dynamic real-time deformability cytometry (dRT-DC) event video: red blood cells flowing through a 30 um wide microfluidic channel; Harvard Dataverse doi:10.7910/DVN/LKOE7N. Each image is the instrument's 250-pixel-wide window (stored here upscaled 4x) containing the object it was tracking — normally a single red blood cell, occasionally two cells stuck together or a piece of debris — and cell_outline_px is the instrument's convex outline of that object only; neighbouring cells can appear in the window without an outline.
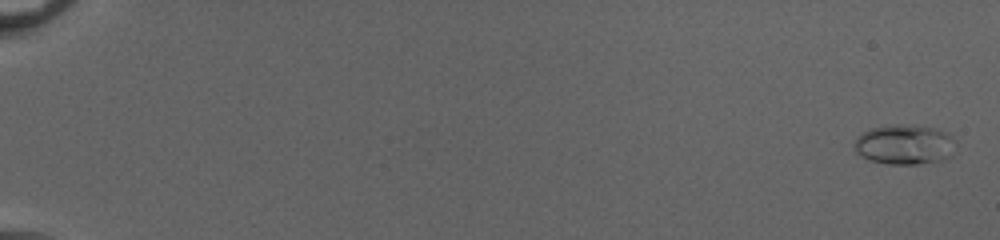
{"species": "common noctule bat (a hibernating species)", "species_latin": "Nyctalus noctula", "temperature_condition": "cold", "stored_images_in_passage": 54, "camera_frame_rate_fps": 3000, "um_per_image_px": 0.085, "animal": {"sex": "female", "body_mass_g": 20.0, "forearm_length_mm": 54.0}, "frame": {"image": 1, "passage_image": 2, "time_ms": 0.333, "image_size_px": [1000, 240], "cell_outline_px": [[952, 156], [944, 160], [916, 164], [888, 164], [868, 160], [860, 156], [856, 152], [856, 140], [864, 132], [872, 128], [912, 124], [932, 128], [948, 132], [952, 136]], "centroid_in_image_um": [76.9, 12.31], "position_along_channel_um": 8.1, "area_um2": 23.18}}
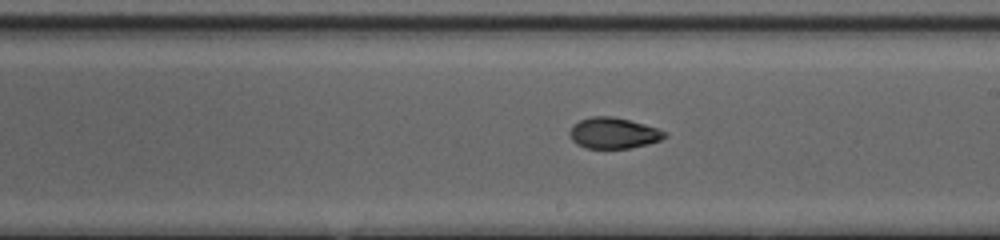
{"frame": {"image": 2, "passage_image": 34, "time_ms": 11.0, "image_size_px": [1000, 240], "cell_outline_px": [[668, 136], [660, 140], [648, 144], [628, 148], [584, 148], [576, 144], [572, 140], [568, 132], [572, 124], [580, 120], [592, 116], [612, 116], [644, 124], [668, 132]], "centroid_in_image_um": [52.12, 11.31], "position_along_channel_um": 236.9, "area_um2": 17.22}}
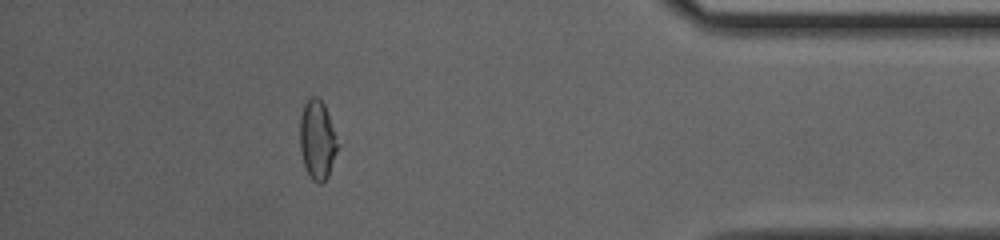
{"frame": {"image": 3, "passage_image": 49, "time_ms": 16.0, "image_size_px": [1000, 240], "cell_outline_px": [[340, 144], [328, 176], [320, 184], [316, 184], [312, 180], [304, 164], [300, 148], [300, 116], [304, 104], [312, 96], [316, 96], [324, 104]], "centroid_in_image_um": [26.99, 11.89], "position_along_channel_um": 408.2, "area_um2": 17.46}, "authors_computed_cell_mechanics": {"area_um2": 17.6868, "velocity_mm_per_s": 4.0942, "shape_relaxation_time_tau1_ms": null, "shape_relaxation_time_tau2_ms": 1.9209, "deformation_change_tau1": null, "deformation_change_tau2": 0.0618}}